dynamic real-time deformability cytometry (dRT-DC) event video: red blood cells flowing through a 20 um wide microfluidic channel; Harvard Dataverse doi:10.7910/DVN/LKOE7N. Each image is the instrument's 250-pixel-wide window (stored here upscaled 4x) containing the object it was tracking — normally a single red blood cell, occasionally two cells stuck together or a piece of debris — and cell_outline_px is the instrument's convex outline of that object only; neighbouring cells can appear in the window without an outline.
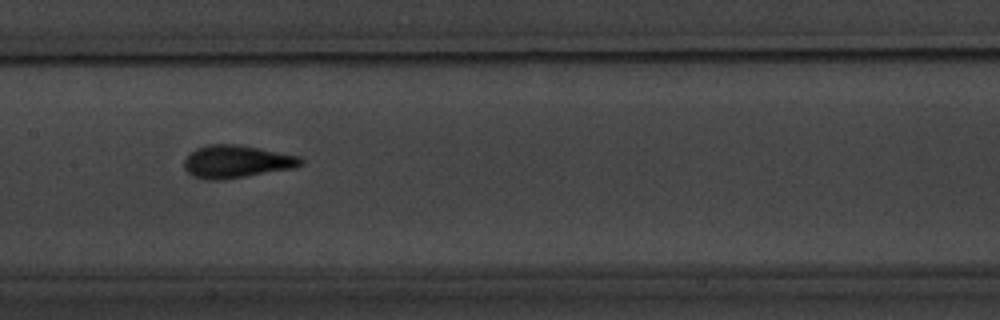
{"species": "common noctule bat (a hibernating species)", "species_latin": "Nyctalus noctula", "temperature_condition": "warm", "stored_images_in_passage": 8, "camera_frame_rate_fps": 3000, "um_per_image_px": 0.085, "animal": {"sex": "male", "body_mass_g": 20.1, "forearm_length_mm": 53.5}, "frame": {"image": 1, "passage_image": 8, "time_ms": 8.667, "image_size_px": [1000, 320], "cell_outline_px": [[304, 164], [292, 168], [220, 180], [212, 180], [192, 176], [184, 168], [184, 160], [196, 148], [208, 144], [236, 144], [260, 148], [300, 156], [304, 160]], "centroid_in_image_um": [20.11, 13.72], "position_along_channel_um": 187.3, "area_um2": 22.02}}